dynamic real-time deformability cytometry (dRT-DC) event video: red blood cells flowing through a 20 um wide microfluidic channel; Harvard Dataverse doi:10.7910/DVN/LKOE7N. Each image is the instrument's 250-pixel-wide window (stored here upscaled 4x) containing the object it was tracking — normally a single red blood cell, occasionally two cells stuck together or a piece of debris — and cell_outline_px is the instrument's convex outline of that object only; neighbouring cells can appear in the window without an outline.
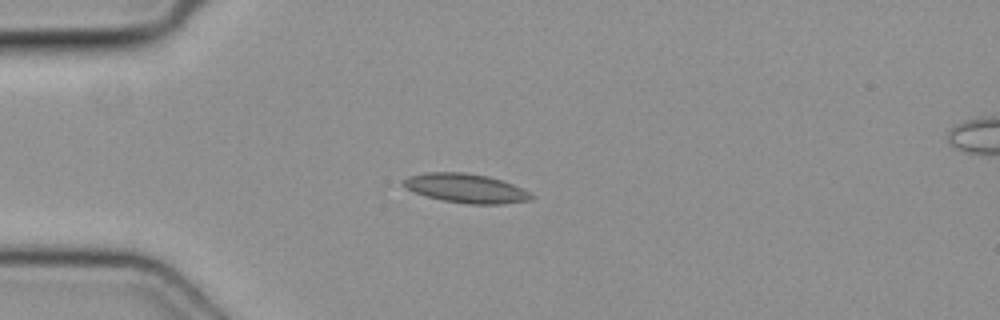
{"species": "common noctule bat (a hibernating species)", "species_latin": "Nyctalus noctula", "temperature_condition": "cold", "stored_images_in_passage": 37, "camera_frame_rate_fps": 3000, "um_per_image_px": 0.085, "animal": {"sex": "female", "body_mass_g": 19.3, "forearm_length_mm": 54.1}, "frame": {"image": 1, "passage_image": 1, "time_ms": 0.0, "image_size_px": [1000, 320], "cell_outline_px": [[536, 196], [532, 200], [504, 204], [468, 204], [440, 200], [424, 196], [408, 188], [404, 184], [404, 180], [408, 176], [424, 172], [464, 172], [488, 176], [512, 184], [532, 192]], "centroid_in_image_um": [39.66, 16.01], "position_along_channel_um": 45.3, "area_um2": 21.85}}
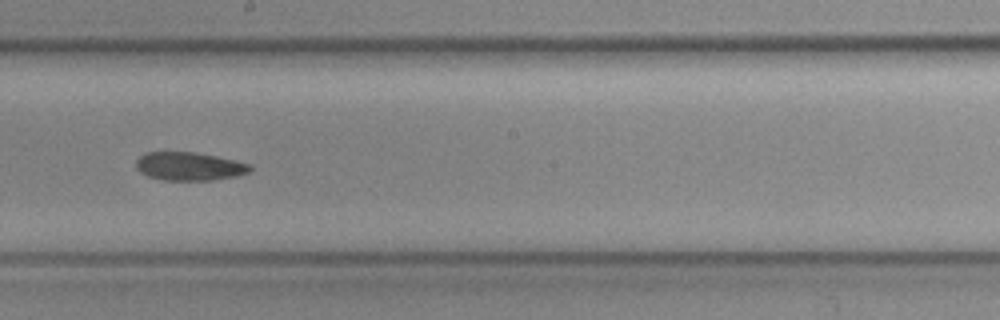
{"frame": {"image": 2, "passage_image": 16, "time_ms": 5.0, "image_size_px": [1000, 320], "cell_outline_px": [[252, 168], [248, 172], [236, 176], [212, 180], [164, 180], [148, 176], [140, 172], [136, 168], [136, 160], [140, 156], [148, 152], [192, 152], [216, 156], [248, 164]], "centroid_in_image_um": [16.04, 14.14], "position_along_channel_um": 232.2, "area_um2": 18.55}}
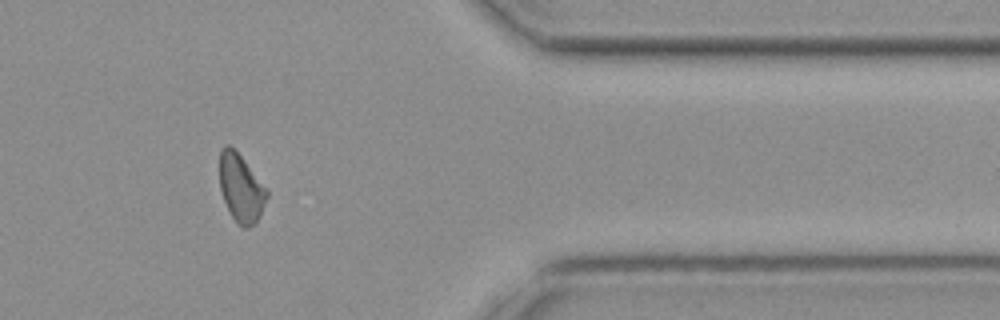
{"frame": {"image": 3, "passage_image": 29, "time_ms": 9.333, "image_size_px": [1000, 320], "cell_outline_px": [[268, 196], [256, 224], [248, 228], [244, 228], [236, 224], [224, 200], [220, 188], [220, 148], [224, 144], [228, 144], [240, 156], [268, 192]], "centroid_in_image_um": [20.46, 16.03], "position_along_channel_um": 390.9, "area_um2": 18.32}}